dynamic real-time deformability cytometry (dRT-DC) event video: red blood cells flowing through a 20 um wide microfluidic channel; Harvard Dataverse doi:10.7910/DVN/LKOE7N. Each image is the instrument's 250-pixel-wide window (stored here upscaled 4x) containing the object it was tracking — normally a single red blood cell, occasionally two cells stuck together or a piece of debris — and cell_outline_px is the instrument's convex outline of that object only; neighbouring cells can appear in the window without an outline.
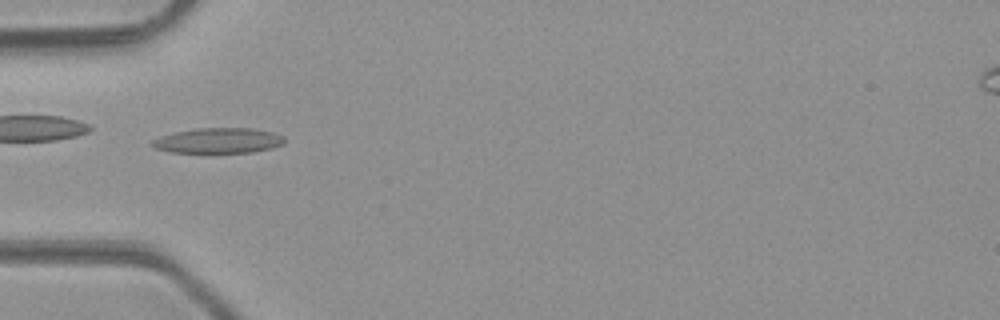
{"species": "common noctule bat (a hibernating species)", "species_latin": "Nyctalus noctula", "temperature_condition": "room temperature", "stored_images_in_passage": 33, "camera_frame_rate_fps": 3000, "um_per_image_px": 0.085, "animal": {"sex": "male", "body_mass_g": 23.1, "forearm_length_mm": 52.7}, "frame": {"image": 1, "passage_image": 1, "time_ms": 0.0, "image_size_px": [1000, 320], "cell_outline_px": [[284, 144], [272, 148], [252, 152], [208, 156], [168, 152], [156, 148], [148, 144], [152, 140], [176, 132], [196, 128], [252, 128], [272, 132], [284, 136]], "centroid_in_image_um": [18.53, 12.01], "position_along_channel_um": 66.5, "area_um2": 20.58}}
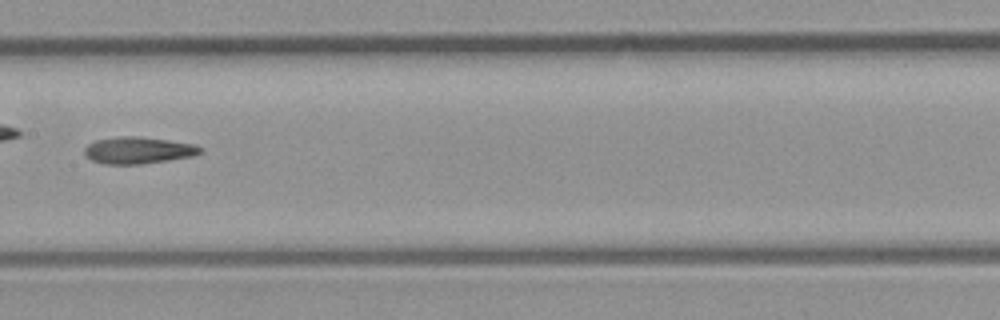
{"frame": {"image": 2, "passage_image": 10, "time_ms": 3.0, "image_size_px": [1000, 320], "cell_outline_px": [[200, 152], [192, 156], [168, 160], [140, 164], [104, 164], [92, 160], [84, 152], [84, 148], [88, 144], [96, 140], [120, 136], [136, 136], [168, 140], [192, 144], [200, 148]], "centroid_in_image_um": [11.7, 12.77], "position_along_channel_um": 195.7, "area_um2": 17.74}, "authors_computed_cell_mechanics": {"area_um2": 17.8024, "velocity_mm_per_s": 4.2908, "shape_relaxation_time_tau1_ms": null, "shape_relaxation_time_tau2_ms": 8.5316, "deformation_change_tau1": null, "deformation_change_tau2": 0.2292}}